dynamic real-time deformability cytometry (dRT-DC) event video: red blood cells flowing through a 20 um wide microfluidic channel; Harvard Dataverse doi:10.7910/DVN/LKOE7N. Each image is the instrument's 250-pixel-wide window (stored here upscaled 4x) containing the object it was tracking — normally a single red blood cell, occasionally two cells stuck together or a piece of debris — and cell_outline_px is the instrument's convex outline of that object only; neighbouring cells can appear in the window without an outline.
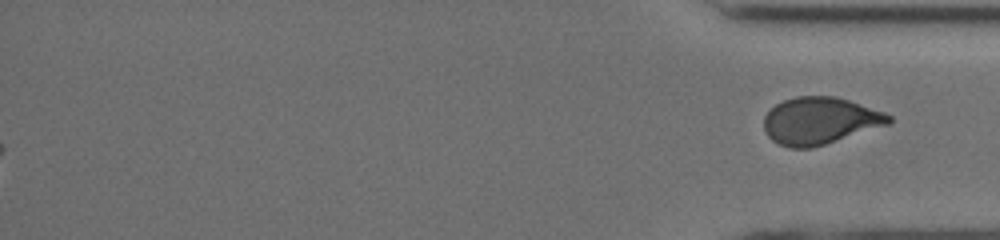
{"species": "human", "species_latin": "Homo sapiens", "temperature_condition": "cold", "stored_images_in_passage": 34, "segment_of_instrument_passage": [2, 2], "camera_frame_rate_fps": 3000, "um_per_image_px": 0.085, "donor": {"sex": "male"}, "frame": {"image": 1, "passage_image": 34, "time_ms": 18.0, "image_size_px": [1000, 240], "cell_outline_px": [[892, 120], [888, 124], [812, 148], [788, 148], [772, 140], [764, 132], [764, 116], [776, 104], [784, 100], [796, 96], [836, 96], [884, 112], [892, 116]], "centroid_in_image_um": [69.66, 10.26], "position_along_channel_um": 365.5, "area_um2": 34.04}}